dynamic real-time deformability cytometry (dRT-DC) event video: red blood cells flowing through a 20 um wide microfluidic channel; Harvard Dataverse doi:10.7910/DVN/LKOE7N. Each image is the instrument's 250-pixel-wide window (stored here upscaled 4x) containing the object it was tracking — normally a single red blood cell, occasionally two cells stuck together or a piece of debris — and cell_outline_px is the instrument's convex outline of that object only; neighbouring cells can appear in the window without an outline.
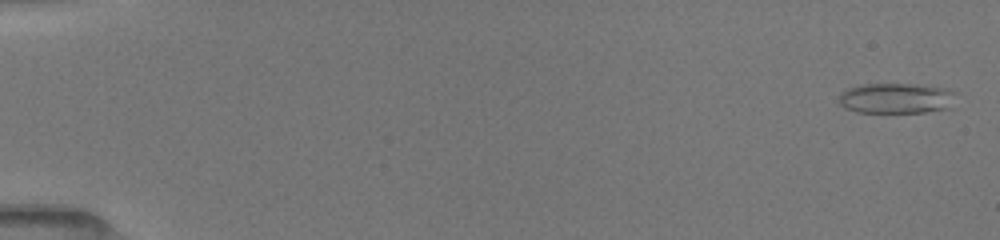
{"species": "common noctule bat (a hibernating species)", "species_latin": "Nyctalus noctula", "temperature_condition": "room temperature", "stored_images_in_passage": 40, "camera_frame_rate_fps": 3000, "um_per_image_px": 0.085, "animal": {"sex": "female", "body_mass_g": 19.5, "forearm_length_mm": 54.1}, "frame": {"image": 1, "passage_image": 1, "time_ms": 0.0, "image_size_px": [1000, 240], "cell_outline_px": [[956, 92], [952, 108], [924, 112], [856, 112], [844, 108], [840, 104], [836, 96], [840, 92], [848, 88], [860, 84], [916, 84], [948, 88]], "centroid_in_image_um": [76.17, 8.35], "position_along_channel_um": 8.8, "area_um2": 21.21}}
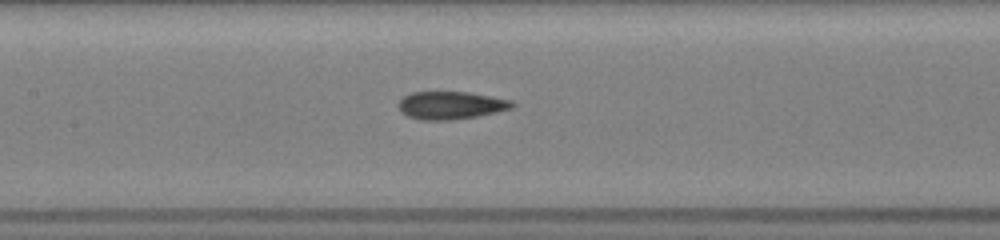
{"frame": {"image": 2, "passage_image": 30, "time_ms": 8.0, "image_size_px": [1000, 240], "cell_outline_px": [[516, 104], [512, 108], [496, 112], [476, 116], [452, 120], [420, 120], [408, 116], [400, 112], [396, 104], [404, 96], [412, 92], [468, 92], [512, 100]], "centroid_in_image_um": [38.29, 8.95], "position_along_channel_um": 169.1, "area_um2": 18.5}}
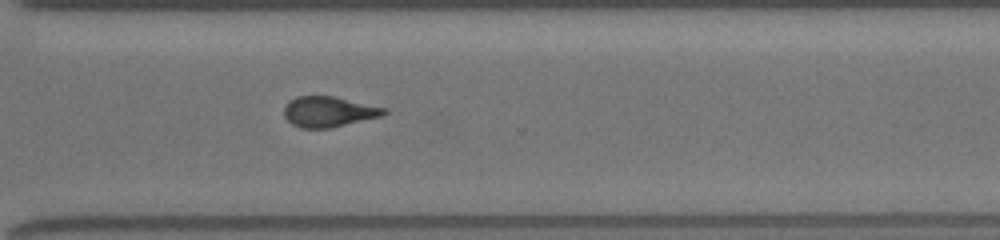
{"frame": {"image": 3, "passage_image": 40, "time_ms": 12.333, "image_size_px": [1000, 240], "cell_outline_px": [[388, 112], [384, 116], [328, 128], [300, 128], [292, 124], [284, 116], [284, 108], [288, 100], [296, 96], [332, 96], [388, 108]], "centroid_in_image_um": [27.95, 9.49], "position_along_channel_um": 342.7, "area_um2": 17.86}}